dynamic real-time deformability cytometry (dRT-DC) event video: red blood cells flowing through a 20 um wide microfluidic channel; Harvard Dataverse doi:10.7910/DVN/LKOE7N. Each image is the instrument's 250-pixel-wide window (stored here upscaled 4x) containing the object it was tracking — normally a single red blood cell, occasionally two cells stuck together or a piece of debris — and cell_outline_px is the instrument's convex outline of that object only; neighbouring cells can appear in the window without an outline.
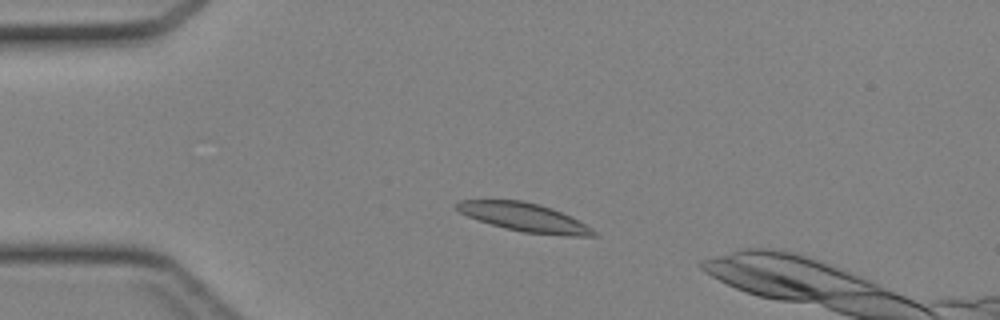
{"species": "Egyptian fruit bat (a non-hibernating species)", "species_latin": "Rousettus aegyptiacus", "temperature_condition": "cold", "stored_images_in_passage": 38, "camera_frame_rate_fps": 3000, "um_per_image_px": 0.085, "animal": {"sex": "female"}, "frame": {"image": 1, "passage_image": 8, "time_ms": 2.333, "image_size_px": [1000, 320], "cell_outline_px": [[600, 236], [564, 236], [524, 232], [504, 228], [468, 216], [460, 212], [456, 208], [456, 204], [460, 200], [524, 200], [552, 208], [592, 228]], "centroid_in_image_um": [44.58, 18.47], "position_along_channel_um": 40.4, "area_um2": 22.43}}
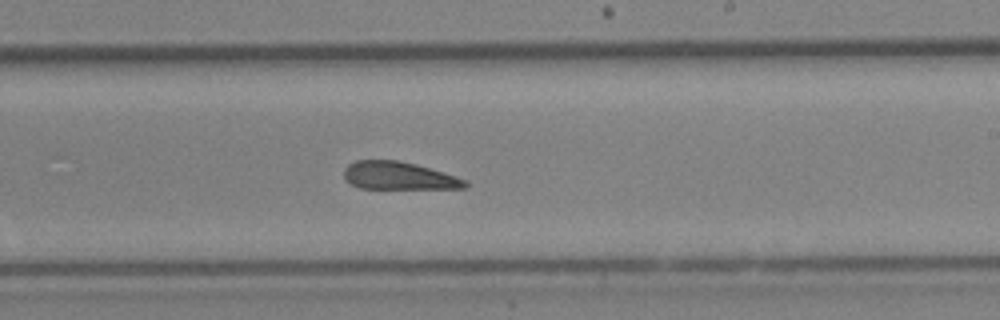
{"frame": {"image": 2, "passage_image": 24, "time_ms": 7.667, "image_size_px": [1000, 320], "cell_outline_px": [[468, 184], [464, 188], [360, 188], [344, 180], [344, 168], [348, 164], [356, 160], [400, 160], [416, 164], [468, 180]], "centroid_in_image_um": [33.86, 14.93], "position_along_channel_um": 255.1, "area_um2": 19.54}}
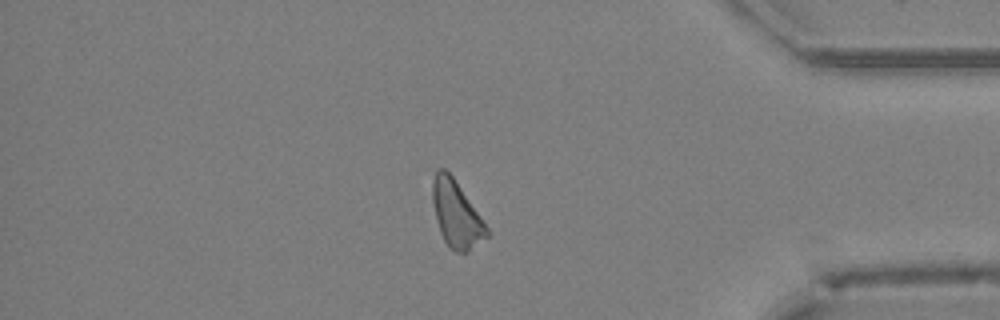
{"frame": {"image": 3, "passage_image": 35, "time_ms": 11.333, "image_size_px": [1000, 320], "cell_outline_px": [[488, 236], [468, 252], [456, 252], [448, 248], [440, 232], [436, 220], [432, 200], [432, 180], [436, 168], [444, 168], [452, 176], [488, 228]], "centroid_in_image_um": [38.75, 18.22], "position_along_channel_um": 396.4, "area_um2": 20.81}}